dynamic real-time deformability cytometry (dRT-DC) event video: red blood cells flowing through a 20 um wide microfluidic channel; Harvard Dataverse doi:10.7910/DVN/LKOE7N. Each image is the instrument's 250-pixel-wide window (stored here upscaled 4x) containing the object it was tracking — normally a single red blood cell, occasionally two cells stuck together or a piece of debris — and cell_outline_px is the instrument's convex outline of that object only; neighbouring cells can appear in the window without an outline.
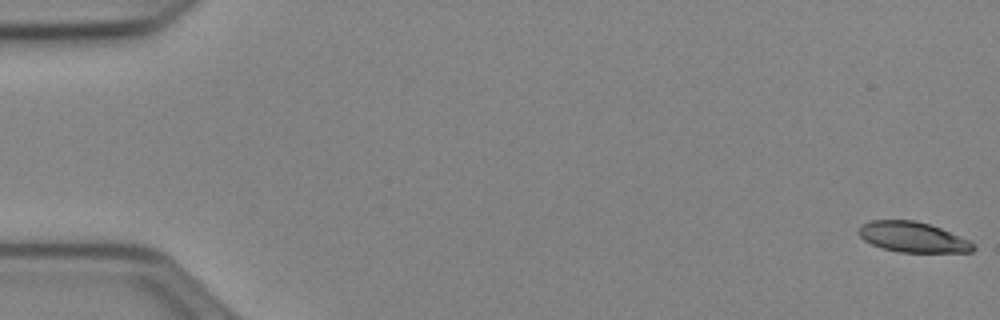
{"species": "Egyptian fruit bat (a non-hibernating species)", "species_latin": "Rousettus aegyptiacus", "temperature_condition": "cold", "stored_images_in_passage": 53, "camera_frame_rate_fps": 3000, "um_per_image_px": 0.085, "animal": {"sex": "female"}, "frame": {"image": 1, "passage_image": 1, "time_ms": 0.0, "image_size_px": [1000, 320], "cell_outline_px": [[976, 248], [972, 252], [900, 252], [884, 248], [872, 244], [864, 240], [860, 236], [860, 228], [864, 224], [872, 220], [916, 220], [940, 228], [968, 240], [976, 244]], "centroid_in_image_um": [77.63, 20.16], "position_along_channel_um": 7.4, "area_um2": 19.94}}
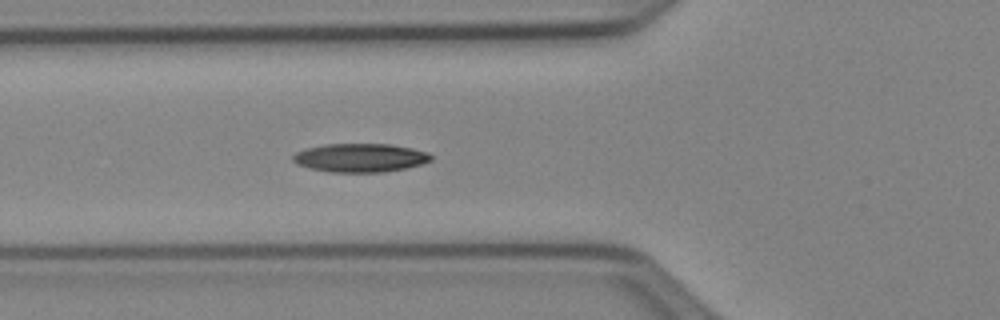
{"frame": {"image": 2, "passage_image": 20, "time_ms": 6.333, "image_size_px": [1000, 320], "cell_outline_px": [[432, 160], [420, 164], [404, 168], [384, 172], [328, 172], [308, 168], [296, 164], [292, 160], [292, 156], [296, 152], [308, 148], [324, 144], [388, 144], [412, 148], [428, 152], [432, 156]], "centroid_in_image_um": [30.59, 13.41], "position_along_channel_um": 95.2, "area_um2": 23.0}}
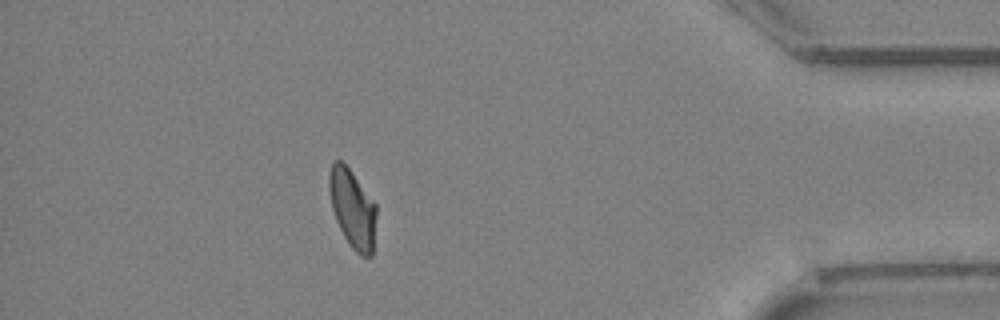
{"frame": {"image": 3, "passage_image": 47, "time_ms": 15.333, "image_size_px": [1000, 320], "cell_outline_px": [[376, 216], [372, 256], [360, 256], [352, 248], [344, 236], [336, 220], [332, 208], [328, 188], [328, 176], [332, 164], [336, 160], [340, 160], [352, 172], [376, 204]], "centroid_in_image_um": [29.96, 17.73], "position_along_channel_um": 405.2, "area_um2": 21.44}, "authors_computed_cell_mechanics": {"area_um2": 21.8484, "velocity_mm_per_s": 3.9309, "shape_relaxation_time_tau1_ms": 6.3715, "shape_relaxation_time_tau2_ms": 5.6677, "deformation_change_tau1": 0.151, "deformation_change_tau2": 0.098}}